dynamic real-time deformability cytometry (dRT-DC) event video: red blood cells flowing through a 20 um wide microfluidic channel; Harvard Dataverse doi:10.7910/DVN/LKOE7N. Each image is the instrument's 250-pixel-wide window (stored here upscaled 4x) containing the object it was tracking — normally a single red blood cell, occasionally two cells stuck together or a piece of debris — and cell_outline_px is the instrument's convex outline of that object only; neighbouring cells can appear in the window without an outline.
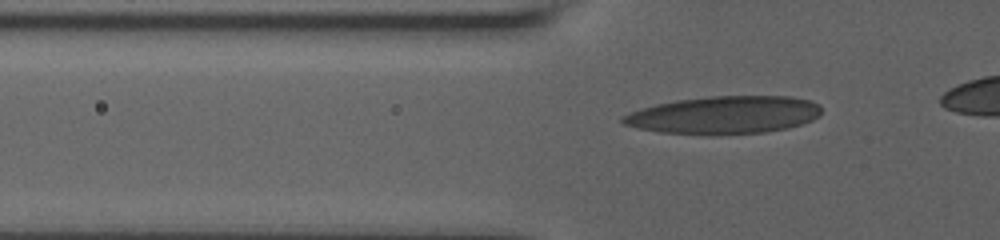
{"species": "human", "species_latin": "Homo sapiens", "temperature_condition": "room temperature", "stored_images_in_passage": 44, "camera_frame_rate_fps": 3000, "um_per_image_px": 0.085, "donor": {"sex": "male"}, "frame": {"image": 1, "passage_image": 12, "time_ms": 3.667, "image_size_px": [1000, 240], "cell_outline_px": [[820, 116], [812, 120], [788, 128], [764, 132], [712, 136], [704, 136], [656, 132], [636, 128], [624, 124], [620, 120], [620, 116], [656, 104], [676, 100], [708, 96], [792, 96], [808, 100], [820, 104]], "centroid_in_image_um": [61.53, 9.79], "position_along_channel_um": 64.3, "area_um2": 44.33}}
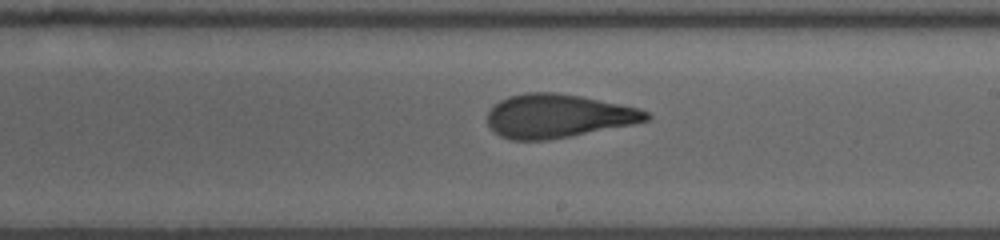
{"frame": {"image": 2, "passage_image": 27, "time_ms": 8.667, "image_size_px": [1000, 240], "cell_outline_px": [[652, 116], [648, 120], [632, 124], [548, 140], [512, 140], [500, 136], [488, 124], [488, 112], [500, 100], [508, 96], [528, 92], [556, 92], [580, 96], [640, 108], [648, 112]], "centroid_in_image_um": [47.43, 9.85], "position_along_channel_um": 241.6, "area_um2": 40.06}}
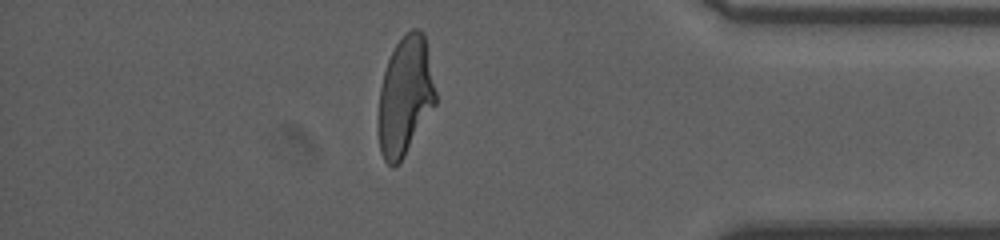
{"frame": {"image": 3, "passage_image": 42, "time_ms": 13.667, "image_size_px": [1000, 240], "cell_outline_px": [[436, 104], [400, 164], [392, 168], [384, 160], [380, 152], [376, 128], [376, 116], [380, 88], [384, 72], [388, 60], [396, 44], [412, 28], [420, 28], [424, 32], [436, 92]], "centroid_in_image_um": [34.4, 8.24], "position_along_channel_um": 400.8, "area_um2": 40.29}}